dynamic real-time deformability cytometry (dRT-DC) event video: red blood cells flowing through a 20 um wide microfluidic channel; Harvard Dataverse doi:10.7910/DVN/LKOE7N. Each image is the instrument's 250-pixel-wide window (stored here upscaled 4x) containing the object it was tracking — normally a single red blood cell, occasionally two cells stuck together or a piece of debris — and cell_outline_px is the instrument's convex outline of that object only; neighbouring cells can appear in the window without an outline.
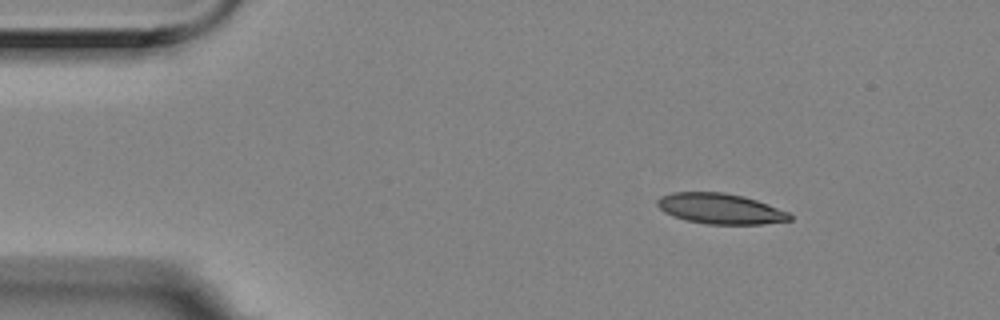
{"species": "Egyptian fruit bat (a non-hibernating species)", "species_latin": "Rousettus aegyptiacus", "temperature_condition": "room temperature", "stored_images_in_passage": 4, "camera_frame_rate_fps": 3000, "um_per_image_px": 0.085, "animal": {"sex": "female"}, "frame": {"image": 1, "passage_image": 2, "time_ms": 0.333, "image_size_px": [1000, 320], "cell_outline_px": [[792, 220], [760, 224], [708, 224], [688, 220], [672, 216], [664, 212], [656, 204], [656, 200], [660, 196], [672, 192], [724, 192], [756, 200], [788, 212], [792, 216]], "centroid_in_image_um": [61.19, 17.73], "position_along_channel_um": 23.8, "area_um2": 23.35}}
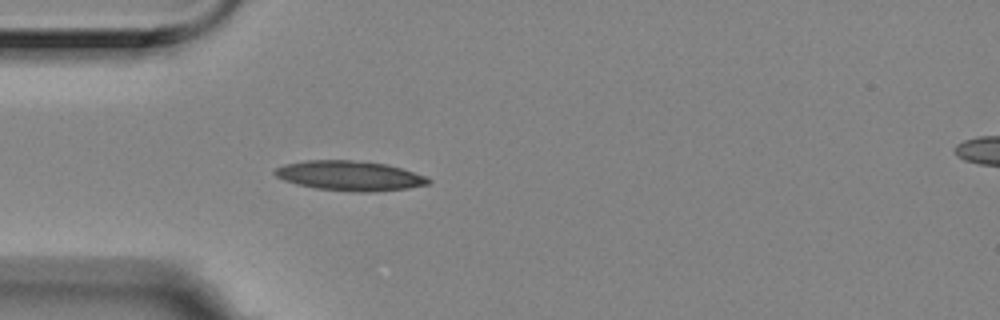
{"frame": {"image": 2, "passage_image": 4, "time_ms": 1.0, "image_size_px": [1000, 320], "cell_outline_px": [[432, 180], [428, 184], [408, 188], [376, 192], [360, 192], [316, 188], [296, 184], [284, 180], [276, 176], [272, 172], [276, 168], [284, 164], [304, 160], [352, 160], [388, 164], [428, 176]], "centroid_in_image_um": [29.74, 14.93], "position_along_channel_um": 55.3, "area_um2": 26.82}}